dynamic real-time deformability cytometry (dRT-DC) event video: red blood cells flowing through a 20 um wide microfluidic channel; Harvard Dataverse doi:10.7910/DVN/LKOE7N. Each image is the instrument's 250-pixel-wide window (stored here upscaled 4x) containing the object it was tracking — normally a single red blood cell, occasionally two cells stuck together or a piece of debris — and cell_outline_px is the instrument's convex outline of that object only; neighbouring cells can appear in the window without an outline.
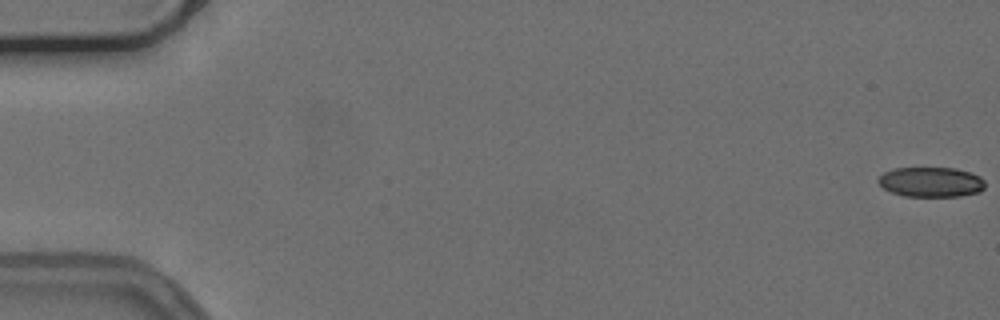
{"species": "common noctule bat (a hibernating species)", "species_latin": "Nyctalus noctula", "temperature_condition": "cold", "stored_images_in_passage": 16, "camera_frame_rate_fps": 3000, "um_per_image_px": 0.085, "animal": {"sex": "female", "body_mass_g": 24.6, "forearm_length_mm": 56.2}, "frame": {"image": 1, "passage_image": 1, "time_ms": 0.0, "image_size_px": [1000, 320], "cell_outline_px": [[984, 188], [980, 192], [960, 196], [904, 196], [892, 192], [884, 188], [876, 180], [884, 172], [896, 168], [956, 168], [980, 176], [984, 180]], "centroid_in_image_um": [79.14, 15.47], "position_along_channel_um": 5.9, "area_um2": 18.55}}